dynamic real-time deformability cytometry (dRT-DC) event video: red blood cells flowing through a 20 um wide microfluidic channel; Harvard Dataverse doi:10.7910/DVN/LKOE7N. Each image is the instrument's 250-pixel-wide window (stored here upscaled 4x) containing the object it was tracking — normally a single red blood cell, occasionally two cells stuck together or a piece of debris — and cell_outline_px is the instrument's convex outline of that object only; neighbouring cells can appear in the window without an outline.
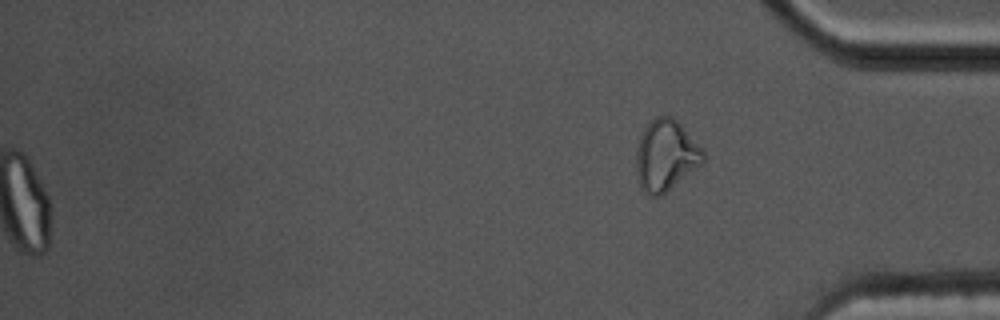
{"species": "common noctule bat (a hibernating species)", "species_latin": "Nyctalus noctula", "temperature_condition": "cold", "stored_images_in_passage": 59, "segment_of_instrument_passage": [2, 2], "camera_frame_rate_fps": 3000, "um_per_image_px": 0.085, "animal": {"sex": "male", "body_mass_g": 17.5, "forearm_length_mm": 52.3}, "frame": {"image": 1, "passage_image": 59, "time_ms": 19.333, "image_size_px": [1000, 320], "cell_outline_px": [[704, 164], [660, 196], [648, 196], [640, 188], [636, 172], [636, 148], [640, 132], [656, 116], [672, 116], [704, 148]], "centroid_in_image_um": [56.59, 13.22], "position_along_channel_um": 378.6, "area_um2": 28.21}}